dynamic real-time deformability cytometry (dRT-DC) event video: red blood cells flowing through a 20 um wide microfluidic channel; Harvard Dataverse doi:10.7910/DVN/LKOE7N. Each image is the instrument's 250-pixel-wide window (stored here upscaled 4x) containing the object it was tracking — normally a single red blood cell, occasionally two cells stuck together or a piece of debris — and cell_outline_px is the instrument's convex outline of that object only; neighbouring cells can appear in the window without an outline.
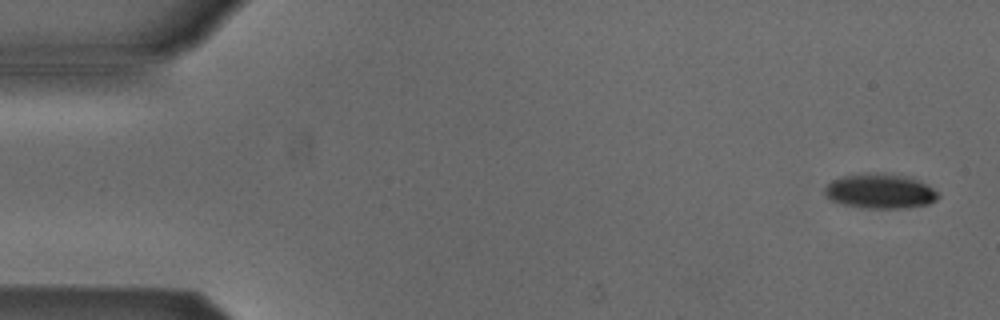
{"species": "Egyptian fruit bat (a non-hibernating species)", "species_latin": "Rousettus aegyptiacus", "temperature_condition": "cold", "stored_images_in_passage": 6, "camera_frame_rate_fps": 3000, "um_per_image_px": 0.085, "animal": {"sex": "male"}, "frame": {"image": 1, "passage_image": 1, "time_ms": 0.0, "image_size_px": [1000, 320], "cell_outline_px": [[940, 196], [936, 200], [928, 204], [908, 208], [860, 208], [840, 204], [828, 200], [824, 192], [824, 188], [832, 180], [840, 176], [876, 172], [884, 172], [908, 176], [932, 188]], "centroid_in_image_um": [74.75, 16.25], "position_along_channel_um": 10.2, "area_um2": 23.29}}
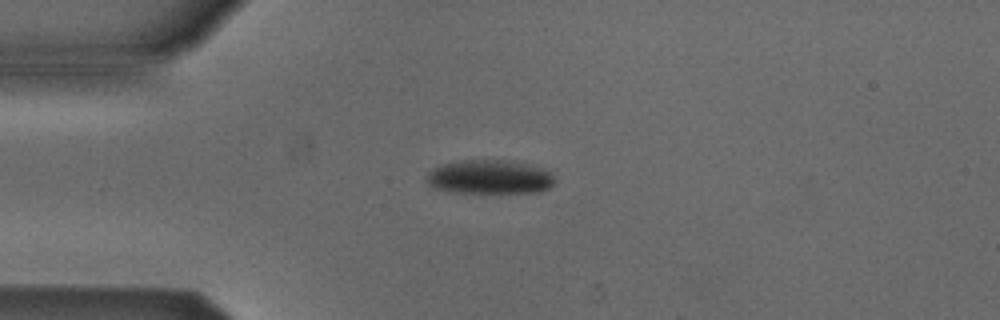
{"frame": {"image": 2, "passage_image": 4, "time_ms": 3.667, "image_size_px": [1000, 320], "cell_outline_px": [[556, 180], [548, 188], [540, 192], [448, 192], [432, 188], [424, 180], [424, 176], [432, 168], [440, 164], [460, 160], [512, 160], [540, 168], [552, 172]], "centroid_in_image_um": [41.55, 15.04], "position_along_channel_um": 43.5, "area_um2": 25.78}}
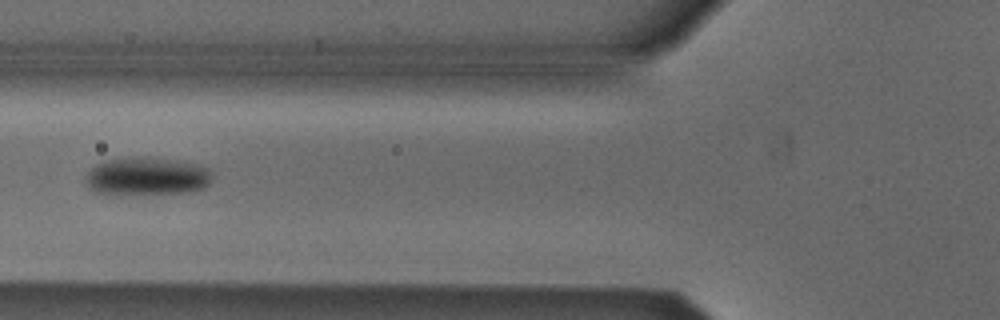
{"frame": {"image": 3, "passage_image": 6, "time_ms": 6.0, "image_size_px": [1000, 320], "cell_outline_px": [[212, 180], [204, 188], [188, 192], [112, 196], [96, 192], [88, 188], [88, 172], [96, 164], [104, 160], [144, 156], [148, 156], [176, 160], [200, 164], [208, 168], [212, 172]], "centroid_in_image_um": [12.51, 15.0], "position_along_channel_um": 113.3, "area_um2": 28.73}}